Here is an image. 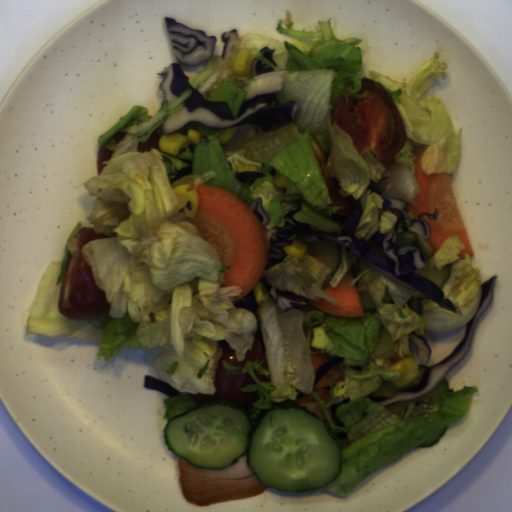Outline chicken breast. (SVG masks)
Wrapping results in <instances>:
<instances>
[{
	"label": "chicken breast",
	"instance_id": "obj_1",
	"mask_svg": "<svg viewBox=\"0 0 512 512\" xmlns=\"http://www.w3.org/2000/svg\"><path fill=\"white\" fill-rule=\"evenodd\" d=\"M178 467L182 495L197 507L255 497L269 487L250 467L247 452L224 468L196 467L183 457Z\"/></svg>",
	"mask_w": 512,
	"mask_h": 512
},
{
	"label": "chicken breast",
	"instance_id": "obj_2",
	"mask_svg": "<svg viewBox=\"0 0 512 512\" xmlns=\"http://www.w3.org/2000/svg\"><path fill=\"white\" fill-rule=\"evenodd\" d=\"M300 405H305L307 409L310 411H313L315 415L322 421L324 427L326 430H329L330 424L328 422V419L320 406L317 398L312 396L311 394L305 395L303 397L297 398L294 401H291Z\"/></svg>",
	"mask_w": 512,
	"mask_h": 512
},
{
	"label": "chicken breast",
	"instance_id": "obj_3",
	"mask_svg": "<svg viewBox=\"0 0 512 512\" xmlns=\"http://www.w3.org/2000/svg\"><path fill=\"white\" fill-rule=\"evenodd\" d=\"M316 394L323 401L324 405H327L332 397L331 391L328 388H323Z\"/></svg>",
	"mask_w": 512,
	"mask_h": 512
}]
</instances>
